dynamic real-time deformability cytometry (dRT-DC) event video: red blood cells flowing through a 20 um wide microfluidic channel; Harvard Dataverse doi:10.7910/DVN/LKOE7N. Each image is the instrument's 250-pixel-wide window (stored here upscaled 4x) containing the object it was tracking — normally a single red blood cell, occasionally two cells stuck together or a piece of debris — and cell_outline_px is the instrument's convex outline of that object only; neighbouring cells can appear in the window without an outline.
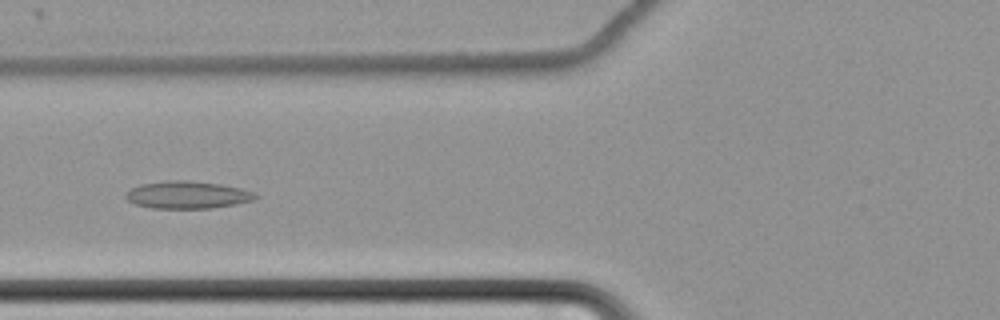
{"species": "common noctule bat (a hibernating species)", "species_latin": "Nyctalus noctula", "temperature_condition": "cold", "stored_images_in_passage": 58, "camera_frame_rate_fps": 3000, "um_per_image_px": 0.085, "animal": {"sex": "female", "body_mass_g": 22.7, "forearm_length_mm": 54.2}, "frame": {"image": 1, "passage_image": 22, "time_ms": 7.0, "image_size_px": [1000, 320], "cell_outline_px": [[260, 196], [256, 200], [236, 204], [212, 208], [152, 208], [132, 204], [124, 196], [132, 188], [140, 184], [168, 180], [184, 180], [220, 184], [240, 188], [256, 192]], "centroid_in_image_um": [15.97, 16.57], "position_along_channel_um": 109.8, "area_um2": 20.87}}
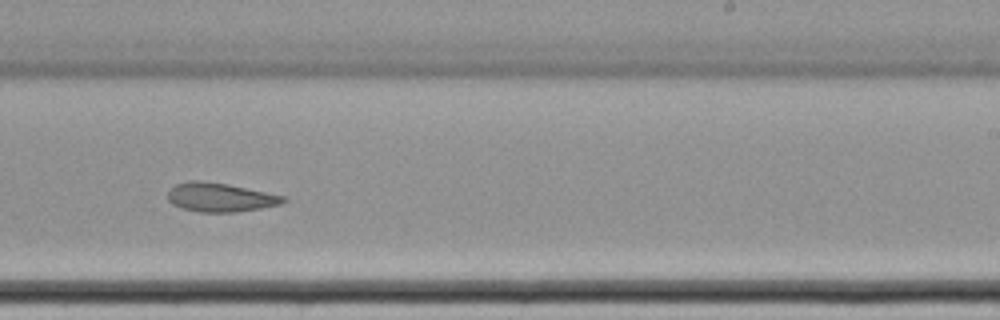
{"frame": {"image": 2, "passage_image": 36, "time_ms": 11.667, "image_size_px": [1000, 320], "cell_outline_px": [[288, 200], [280, 204], [260, 208], [236, 212], [200, 212], [184, 208], [172, 204], [168, 200], [168, 192], [176, 184], [188, 180], [200, 180], [228, 184], [288, 196]], "centroid_in_image_um": [18.75, 16.76], "position_along_channel_um": 270.2, "area_um2": 19.54}}
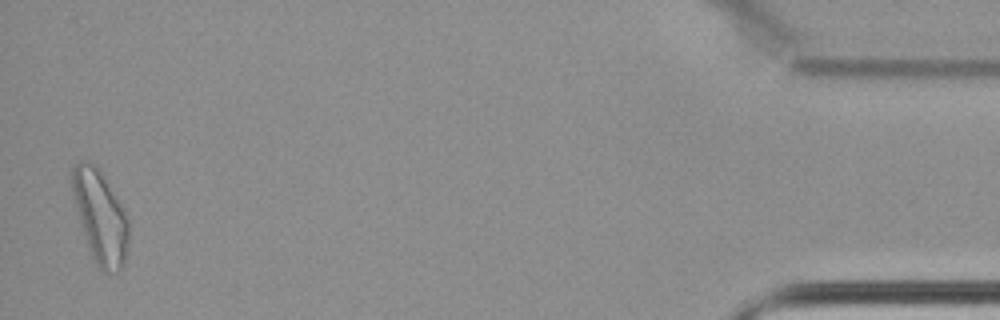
{"frame": {"image": 3, "passage_image": 57, "time_ms": 18.667, "image_size_px": [1000, 320], "cell_outline_px": [[128, 248], [124, 264], [116, 272], [104, 272], [96, 264], [92, 256], [80, 224], [72, 196], [68, 180], [68, 172], [80, 160], [88, 160], [100, 168], [120, 204], [128, 220]], "centroid_in_image_um": [8.46, 18.35], "position_along_channel_um": 426.7, "area_um2": 30.87}}